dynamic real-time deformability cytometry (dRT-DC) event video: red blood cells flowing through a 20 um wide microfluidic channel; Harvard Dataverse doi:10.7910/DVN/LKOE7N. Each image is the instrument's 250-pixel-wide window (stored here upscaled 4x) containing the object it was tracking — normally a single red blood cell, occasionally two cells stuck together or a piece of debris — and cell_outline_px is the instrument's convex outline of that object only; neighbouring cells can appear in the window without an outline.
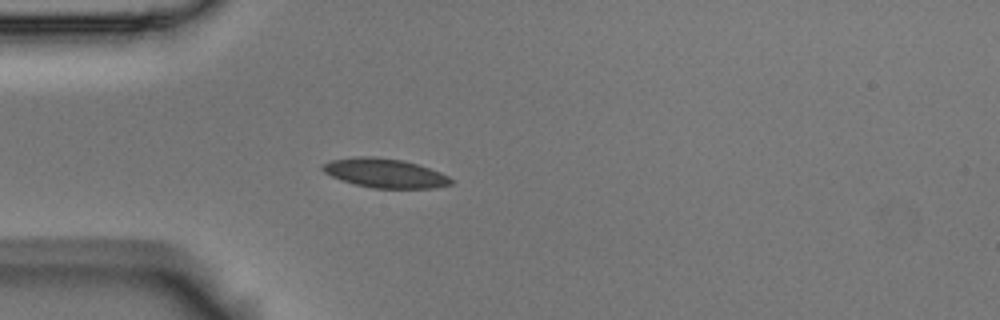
{"species": "Egyptian fruit bat (a non-hibernating species)", "species_latin": "Rousettus aegyptiacus", "temperature_condition": "room temperature", "stored_images_in_passage": 4, "camera_frame_rate_fps": 3000, "um_per_image_px": 0.085, "animal": {"sex": "male"}, "frame": {"image": 1, "passage_image": 4, "time_ms": 1.0, "image_size_px": [1000, 320], "cell_outline_px": [[452, 184], [436, 188], [372, 188], [340, 180], [324, 172], [320, 168], [320, 164], [332, 160], [356, 156], [372, 156], [404, 160], [440, 172], [448, 176], [452, 180]], "centroid_in_image_um": [32.69, 14.71], "position_along_channel_um": 52.3, "area_um2": 21.85}}